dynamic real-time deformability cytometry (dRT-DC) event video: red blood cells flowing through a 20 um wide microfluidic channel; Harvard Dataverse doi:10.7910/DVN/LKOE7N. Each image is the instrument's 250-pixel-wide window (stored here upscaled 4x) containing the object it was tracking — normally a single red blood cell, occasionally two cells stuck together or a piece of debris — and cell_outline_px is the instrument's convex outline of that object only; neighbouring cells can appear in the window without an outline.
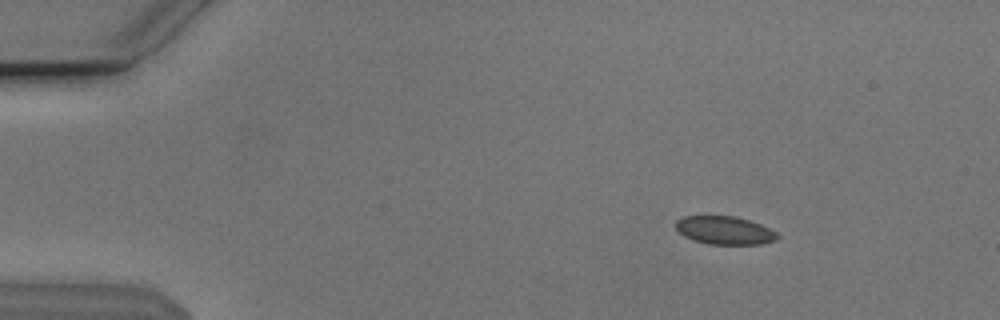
{"species": "Egyptian fruit bat (a non-hibernating species)", "species_latin": "Rousettus aegyptiacus", "temperature_condition": "cold", "stored_images_in_passage": 5, "camera_frame_rate_fps": 3000, "um_per_image_px": 0.085, "animal": {"sex": "male"}, "frame": {"image": 1, "passage_image": 1, "time_ms": 0.0, "image_size_px": [1000, 320], "cell_outline_px": [[780, 236], [776, 240], [760, 244], [708, 244], [684, 236], [676, 228], [676, 220], [684, 216], [732, 216], [748, 220], [760, 224], [776, 232]], "centroid_in_image_um": [61.6, 19.58], "position_along_channel_um": 23.4, "area_um2": 16.47}}